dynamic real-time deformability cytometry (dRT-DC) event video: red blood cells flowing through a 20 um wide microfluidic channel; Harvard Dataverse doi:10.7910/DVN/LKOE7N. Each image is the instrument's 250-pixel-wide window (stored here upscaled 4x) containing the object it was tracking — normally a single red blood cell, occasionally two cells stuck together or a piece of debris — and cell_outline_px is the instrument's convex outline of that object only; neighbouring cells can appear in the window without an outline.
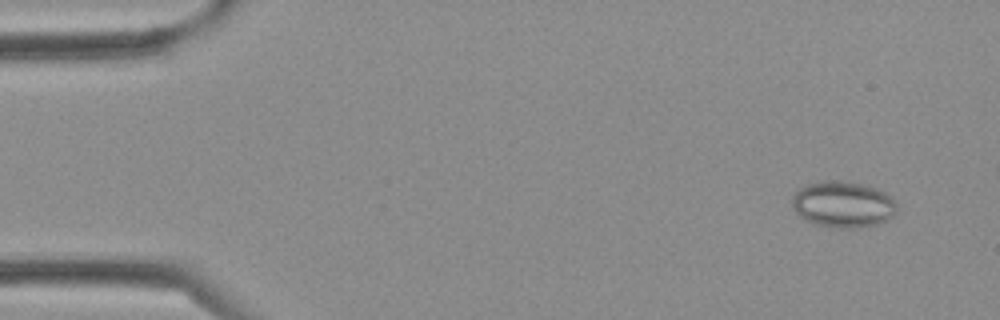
{"species": "Egyptian fruit bat (a non-hibernating species)", "species_latin": "Rousettus aegyptiacus", "temperature_condition": "cold", "stored_images_in_passage": 2, "camera_frame_rate_fps": 3000, "um_per_image_px": 0.085, "frame": {"image": 1, "passage_image": 2, "time_ms": 0.333, "image_size_px": [1000, 320], "cell_outline_px": [[896, 212], [888, 220], [876, 224], [852, 228], [840, 228], [812, 224], [804, 220], [792, 208], [792, 196], [800, 188], [808, 184], [820, 180], [840, 180], [860, 184], [876, 188], [892, 196], [896, 204]], "centroid_in_image_um": [71.63, 17.37], "position_along_channel_um": 13.4, "area_um2": 28.38}}